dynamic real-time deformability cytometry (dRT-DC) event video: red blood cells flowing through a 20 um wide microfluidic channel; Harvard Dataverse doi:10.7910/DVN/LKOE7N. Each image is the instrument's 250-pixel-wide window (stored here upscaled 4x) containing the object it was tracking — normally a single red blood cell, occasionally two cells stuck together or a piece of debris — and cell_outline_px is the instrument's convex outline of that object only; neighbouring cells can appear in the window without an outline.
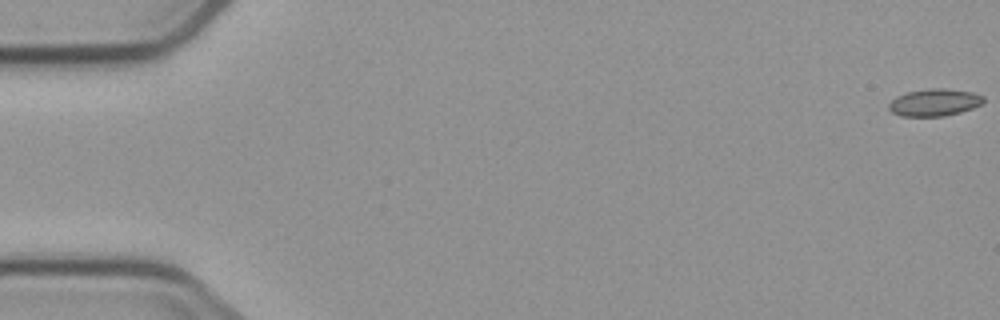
{"species": "common noctule bat (a hibernating species)", "species_latin": "Nyctalus noctula", "temperature_condition": "cold", "stored_images_in_passage": 6, "camera_frame_rate_fps": 3000, "um_per_image_px": 0.085, "animal": {"sex": "male", "body_mass_g": 23.1, "forearm_length_mm": 52.7}, "frame": {"image": 1, "passage_image": 1, "time_ms": 0.0, "image_size_px": [1000, 320], "cell_outline_px": [[984, 100], [980, 104], [972, 108], [960, 112], [944, 116], [900, 116], [892, 112], [888, 108], [888, 104], [896, 96], [908, 92], [932, 88], [944, 88], [972, 92], [984, 96]], "centroid_in_image_um": [79.41, 8.71], "position_along_channel_um": 5.6, "area_um2": 14.91}}
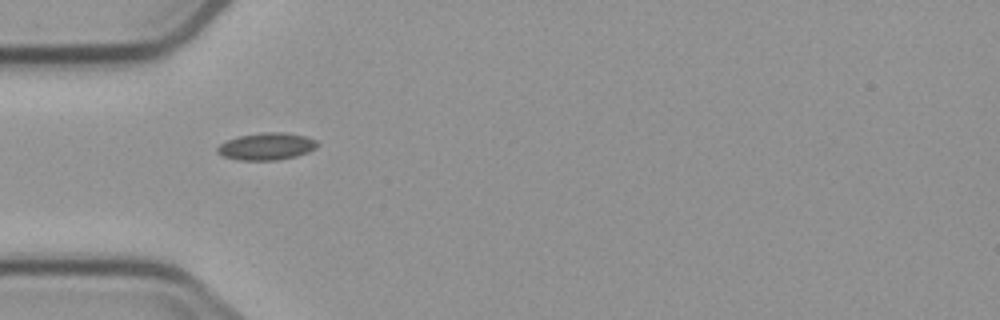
{"frame": {"image": 2, "passage_image": 5, "time_ms": 5.667, "image_size_px": [1000, 320], "cell_outline_px": [[320, 144], [316, 148], [308, 152], [296, 156], [276, 160], [240, 160], [224, 156], [216, 152], [216, 148], [220, 144], [236, 136], [264, 132], [284, 132], [304, 136], [316, 140]], "centroid_in_image_um": [22.66, 12.44], "position_along_channel_um": 62.3, "area_um2": 15.84}}
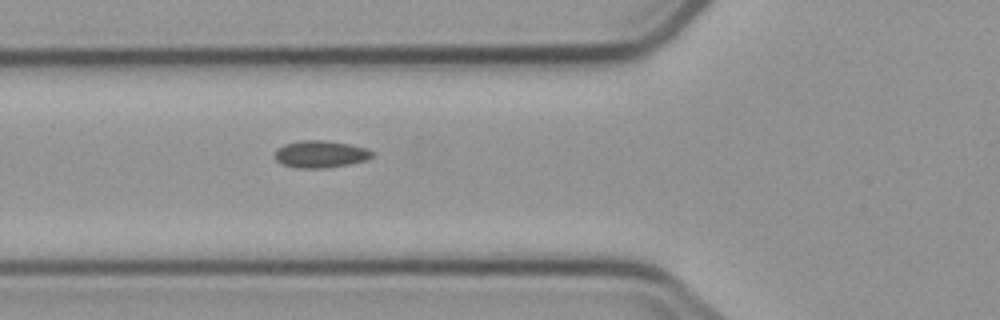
{"frame": {"image": 3, "passage_image": 6, "time_ms": 6.667, "image_size_px": [1000, 320], "cell_outline_px": [[376, 152], [368, 160], [348, 164], [324, 168], [296, 168], [280, 164], [276, 160], [276, 148], [284, 144], [300, 140], [324, 140], [348, 144], [368, 148]], "centroid_in_image_um": [27.25, 13.1], "position_along_channel_um": 98.5, "area_um2": 15.55}}